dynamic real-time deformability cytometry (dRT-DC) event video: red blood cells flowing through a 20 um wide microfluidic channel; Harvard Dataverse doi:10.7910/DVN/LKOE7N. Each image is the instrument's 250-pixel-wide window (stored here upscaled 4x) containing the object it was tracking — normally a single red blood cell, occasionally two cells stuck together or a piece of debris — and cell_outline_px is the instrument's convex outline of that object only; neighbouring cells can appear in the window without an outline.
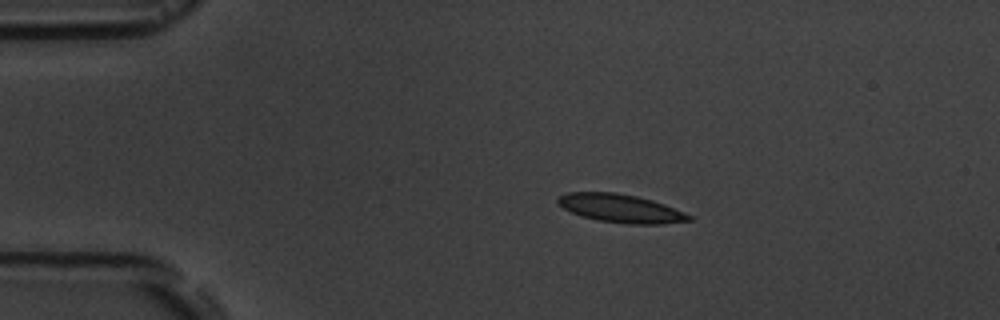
{"species": "common noctule bat (a hibernating species)", "species_latin": "Nyctalus noctula", "temperature_condition": "room temperature", "stored_images_in_passage": 4, "camera_frame_rate_fps": 3000, "um_per_image_px": 0.085, "animal": {"sex": "male", "body_mass_g": 19.5, "forearm_length_mm": 54.6}, "frame": {"image": 1, "passage_image": 2, "time_ms": 1.333, "image_size_px": [1000, 320], "cell_outline_px": [[692, 220], [660, 224], [628, 224], [596, 220], [580, 216], [564, 208], [556, 200], [560, 196], [568, 192], [616, 192], [636, 196], [652, 200], [664, 204], [684, 212], [692, 216]], "centroid_in_image_um": [52.76, 17.71], "position_along_channel_um": 32.2, "area_um2": 21.56}}
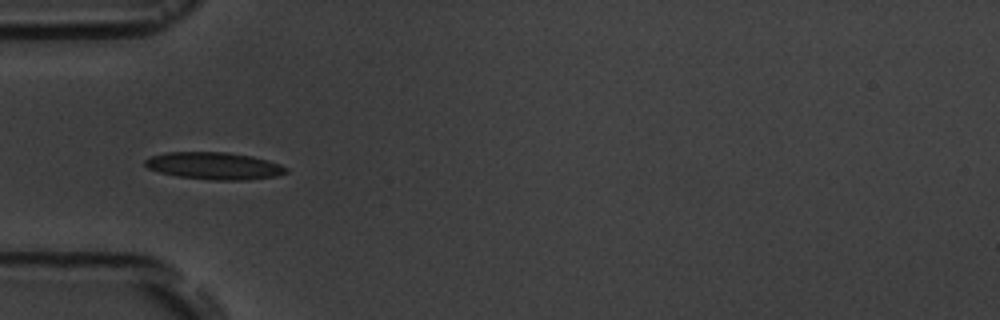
{"frame": {"image": 2, "passage_image": 4, "time_ms": 3.667, "image_size_px": [1000, 320], "cell_outline_px": [[288, 172], [276, 176], [248, 180], [212, 180], [176, 176], [160, 172], [148, 168], [144, 164], [144, 160], [152, 156], [164, 152], [228, 152], [252, 156], [268, 160], [280, 164], [288, 168]], "centroid_in_image_um": [18.22, 14.09], "position_along_channel_um": 66.8, "area_um2": 22.48}}